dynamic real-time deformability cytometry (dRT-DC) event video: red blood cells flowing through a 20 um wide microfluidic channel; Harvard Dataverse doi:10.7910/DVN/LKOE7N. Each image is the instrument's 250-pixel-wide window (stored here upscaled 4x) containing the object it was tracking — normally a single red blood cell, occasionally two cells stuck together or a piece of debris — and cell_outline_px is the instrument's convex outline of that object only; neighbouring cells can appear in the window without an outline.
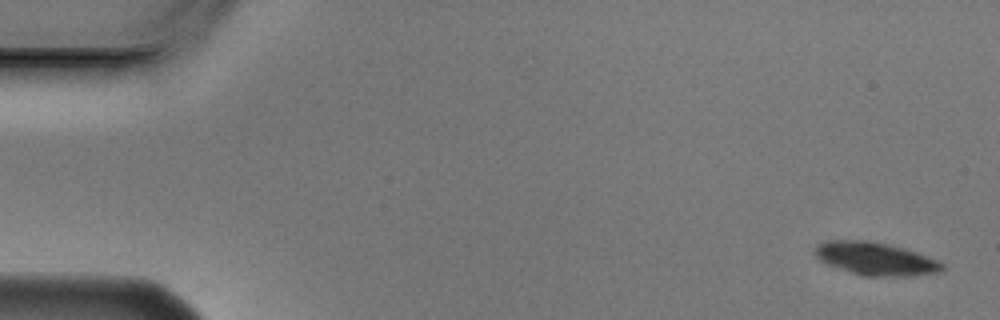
{"species": "Egyptian fruit bat (a non-hibernating species)", "species_latin": "Rousettus aegyptiacus", "temperature_condition": "cold", "stored_images_in_passage": 5, "camera_frame_rate_fps": 3000, "um_per_image_px": 0.085, "animal": {"sex": "male"}, "frame": {"image": 1, "passage_image": 1, "time_ms": 0.0, "image_size_px": [1000, 320], "cell_outline_px": [[944, 268], [940, 272], [912, 276], [864, 276], [828, 264], [820, 260], [816, 256], [816, 248], [820, 244], [828, 240], [868, 240], [888, 244], [904, 248], [916, 252], [936, 260], [944, 264]], "centroid_in_image_um": [74.46, 21.99], "position_along_channel_um": 10.5, "area_um2": 24.1}}
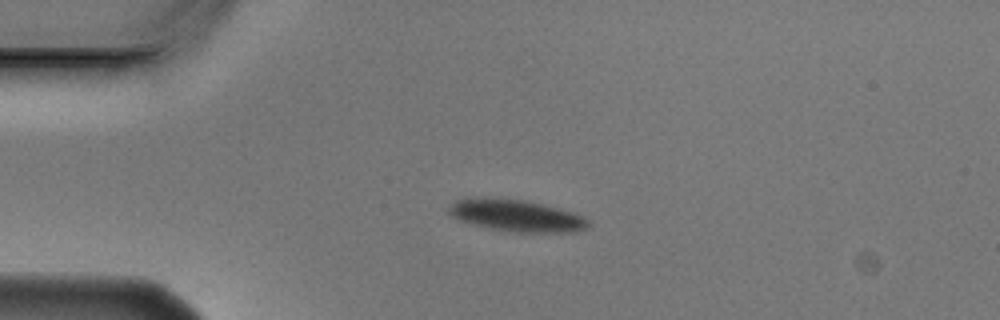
{"frame": {"image": 2, "passage_image": 4, "time_ms": 1.0, "image_size_px": [1000, 320], "cell_outline_px": [[588, 224], [584, 228], [576, 232], [516, 232], [488, 228], [460, 220], [452, 216], [448, 212], [448, 208], [456, 200], [476, 196], [524, 200], [572, 212], [588, 220]], "centroid_in_image_um": [43.83, 18.31], "position_along_channel_um": 41.2, "area_um2": 25.55}}